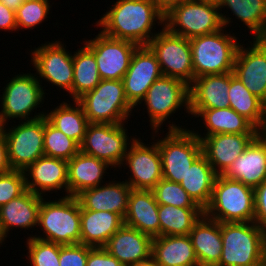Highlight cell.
Listing matches in <instances>:
<instances>
[{"label":"cell","mask_w":266,"mask_h":266,"mask_svg":"<svg viewBox=\"0 0 266 266\" xmlns=\"http://www.w3.org/2000/svg\"><path fill=\"white\" fill-rule=\"evenodd\" d=\"M217 174L202 153L188 169L184 179L179 183L191 199L203 210L209 204L213 184Z\"/></svg>","instance_id":"obj_33"},{"label":"cell","mask_w":266,"mask_h":266,"mask_svg":"<svg viewBox=\"0 0 266 266\" xmlns=\"http://www.w3.org/2000/svg\"><path fill=\"white\" fill-rule=\"evenodd\" d=\"M153 238L124 224L103 247L124 266H132L152 256Z\"/></svg>","instance_id":"obj_22"},{"label":"cell","mask_w":266,"mask_h":266,"mask_svg":"<svg viewBox=\"0 0 266 266\" xmlns=\"http://www.w3.org/2000/svg\"><path fill=\"white\" fill-rule=\"evenodd\" d=\"M0 29L2 30H17L15 11L9 9L0 2Z\"/></svg>","instance_id":"obj_46"},{"label":"cell","mask_w":266,"mask_h":266,"mask_svg":"<svg viewBox=\"0 0 266 266\" xmlns=\"http://www.w3.org/2000/svg\"><path fill=\"white\" fill-rule=\"evenodd\" d=\"M44 155L69 161L80 151V145L54 127L44 117Z\"/></svg>","instance_id":"obj_38"},{"label":"cell","mask_w":266,"mask_h":266,"mask_svg":"<svg viewBox=\"0 0 266 266\" xmlns=\"http://www.w3.org/2000/svg\"><path fill=\"white\" fill-rule=\"evenodd\" d=\"M0 2L13 11H16L23 3L21 0H0Z\"/></svg>","instance_id":"obj_49"},{"label":"cell","mask_w":266,"mask_h":266,"mask_svg":"<svg viewBox=\"0 0 266 266\" xmlns=\"http://www.w3.org/2000/svg\"><path fill=\"white\" fill-rule=\"evenodd\" d=\"M193 1H200V2H209L213 4H218L219 0H193Z\"/></svg>","instance_id":"obj_52"},{"label":"cell","mask_w":266,"mask_h":266,"mask_svg":"<svg viewBox=\"0 0 266 266\" xmlns=\"http://www.w3.org/2000/svg\"><path fill=\"white\" fill-rule=\"evenodd\" d=\"M26 247L31 266H59V244L30 236Z\"/></svg>","instance_id":"obj_40"},{"label":"cell","mask_w":266,"mask_h":266,"mask_svg":"<svg viewBox=\"0 0 266 266\" xmlns=\"http://www.w3.org/2000/svg\"><path fill=\"white\" fill-rule=\"evenodd\" d=\"M92 248L84 244H59V266H86L88 253Z\"/></svg>","instance_id":"obj_43"},{"label":"cell","mask_w":266,"mask_h":266,"mask_svg":"<svg viewBox=\"0 0 266 266\" xmlns=\"http://www.w3.org/2000/svg\"><path fill=\"white\" fill-rule=\"evenodd\" d=\"M22 2H29V1H41V0H21Z\"/></svg>","instance_id":"obj_53"},{"label":"cell","mask_w":266,"mask_h":266,"mask_svg":"<svg viewBox=\"0 0 266 266\" xmlns=\"http://www.w3.org/2000/svg\"><path fill=\"white\" fill-rule=\"evenodd\" d=\"M124 225V218L114 212L85 210L81 207L80 244L104 247L108 239Z\"/></svg>","instance_id":"obj_29"},{"label":"cell","mask_w":266,"mask_h":266,"mask_svg":"<svg viewBox=\"0 0 266 266\" xmlns=\"http://www.w3.org/2000/svg\"><path fill=\"white\" fill-rule=\"evenodd\" d=\"M155 7L165 16L172 8L185 0H150Z\"/></svg>","instance_id":"obj_48"},{"label":"cell","mask_w":266,"mask_h":266,"mask_svg":"<svg viewBox=\"0 0 266 266\" xmlns=\"http://www.w3.org/2000/svg\"><path fill=\"white\" fill-rule=\"evenodd\" d=\"M157 20L162 25L164 15L150 0H117L96 23L109 37L147 46L157 34L151 32Z\"/></svg>","instance_id":"obj_1"},{"label":"cell","mask_w":266,"mask_h":266,"mask_svg":"<svg viewBox=\"0 0 266 266\" xmlns=\"http://www.w3.org/2000/svg\"><path fill=\"white\" fill-rule=\"evenodd\" d=\"M109 164L79 151L68 161V196L76 197L80 192L103 183Z\"/></svg>","instance_id":"obj_28"},{"label":"cell","mask_w":266,"mask_h":266,"mask_svg":"<svg viewBox=\"0 0 266 266\" xmlns=\"http://www.w3.org/2000/svg\"><path fill=\"white\" fill-rule=\"evenodd\" d=\"M155 54L163 76L191 85L194 81L192 53L189 39L162 28L147 44Z\"/></svg>","instance_id":"obj_9"},{"label":"cell","mask_w":266,"mask_h":266,"mask_svg":"<svg viewBox=\"0 0 266 266\" xmlns=\"http://www.w3.org/2000/svg\"><path fill=\"white\" fill-rule=\"evenodd\" d=\"M161 76L162 72L155 54L148 46H139L122 79L129 103L133 107L140 105L148 89Z\"/></svg>","instance_id":"obj_17"},{"label":"cell","mask_w":266,"mask_h":266,"mask_svg":"<svg viewBox=\"0 0 266 266\" xmlns=\"http://www.w3.org/2000/svg\"><path fill=\"white\" fill-rule=\"evenodd\" d=\"M131 140L124 159L130 169L131 178L125 182L132 189L152 190L163 178L158 144L153 142L149 147L135 137Z\"/></svg>","instance_id":"obj_15"},{"label":"cell","mask_w":266,"mask_h":266,"mask_svg":"<svg viewBox=\"0 0 266 266\" xmlns=\"http://www.w3.org/2000/svg\"><path fill=\"white\" fill-rule=\"evenodd\" d=\"M4 127L5 125L1 126L0 130L7 142L12 170L24 171L38 158L44 156V117L22 121L8 131Z\"/></svg>","instance_id":"obj_13"},{"label":"cell","mask_w":266,"mask_h":266,"mask_svg":"<svg viewBox=\"0 0 266 266\" xmlns=\"http://www.w3.org/2000/svg\"><path fill=\"white\" fill-rule=\"evenodd\" d=\"M151 191L159 205H172L181 208H201L191 199L179 183L162 178Z\"/></svg>","instance_id":"obj_39"},{"label":"cell","mask_w":266,"mask_h":266,"mask_svg":"<svg viewBox=\"0 0 266 266\" xmlns=\"http://www.w3.org/2000/svg\"><path fill=\"white\" fill-rule=\"evenodd\" d=\"M159 204L151 190L132 189L128 199L124 224L149 235L160 236Z\"/></svg>","instance_id":"obj_25"},{"label":"cell","mask_w":266,"mask_h":266,"mask_svg":"<svg viewBox=\"0 0 266 266\" xmlns=\"http://www.w3.org/2000/svg\"><path fill=\"white\" fill-rule=\"evenodd\" d=\"M166 137L158 140L163 179L180 183L192 163L203 153L201 140L194 131L169 124Z\"/></svg>","instance_id":"obj_7"},{"label":"cell","mask_w":266,"mask_h":266,"mask_svg":"<svg viewBox=\"0 0 266 266\" xmlns=\"http://www.w3.org/2000/svg\"><path fill=\"white\" fill-rule=\"evenodd\" d=\"M229 107L248 119L260 132L266 130V104L229 72Z\"/></svg>","instance_id":"obj_32"},{"label":"cell","mask_w":266,"mask_h":266,"mask_svg":"<svg viewBox=\"0 0 266 266\" xmlns=\"http://www.w3.org/2000/svg\"><path fill=\"white\" fill-rule=\"evenodd\" d=\"M152 257L159 266L199 265L189 235L154 237Z\"/></svg>","instance_id":"obj_30"},{"label":"cell","mask_w":266,"mask_h":266,"mask_svg":"<svg viewBox=\"0 0 266 266\" xmlns=\"http://www.w3.org/2000/svg\"><path fill=\"white\" fill-rule=\"evenodd\" d=\"M191 115L202 117L207 130L205 136L213 134H260L261 132L244 116L231 107L224 109H189Z\"/></svg>","instance_id":"obj_31"},{"label":"cell","mask_w":266,"mask_h":266,"mask_svg":"<svg viewBox=\"0 0 266 266\" xmlns=\"http://www.w3.org/2000/svg\"><path fill=\"white\" fill-rule=\"evenodd\" d=\"M41 200V196L26 189L18 197L0 206V241L2 243L12 227L28 230L38 225Z\"/></svg>","instance_id":"obj_23"},{"label":"cell","mask_w":266,"mask_h":266,"mask_svg":"<svg viewBox=\"0 0 266 266\" xmlns=\"http://www.w3.org/2000/svg\"><path fill=\"white\" fill-rule=\"evenodd\" d=\"M80 192L76 198L85 210L107 211L126 215L132 188L124 181L106 183Z\"/></svg>","instance_id":"obj_24"},{"label":"cell","mask_w":266,"mask_h":266,"mask_svg":"<svg viewBox=\"0 0 266 266\" xmlns=\"http://www.w3.org/2000/svg\"><path fill=\"white\" fill-rule=\"evenodd\" d=\"M224 28L189 39L194 78L233 72L240 42L234 34H224Z\"/></svg>","instance_id":"obj_6"},{"label":"cell","mask_w":266,"mask_h":266,"mask_svg":"<svg viewBox=\"0 0 266 266\" xmlns=\"http://www.w3.org/2000/svg\"><path fill=\"white\" fill-rule=\"evenodd\" d=\"M132 266H159L155 259L151 256L149 259L140 261L136 264H133Z\"/></svg>","instance_id":"obj_50"},{"label":"cell","mask_w":266,"mask_h":266,"mask_svg":"<svg viewBox=\"0 0 266 266\" xmlns=\"http://www.w3.org/2000/svg\"><path fill=\"white\" fill-rule=\"evenodd\" d=\"M199 265L216 266L222 256L221 223L202 215L189 233Z\"/></svg>","instance_id":"obj_27"},{"label":"cell","mask_w":266,"mask_h":266,"mask_svg":"<svg viewBox=\"0 0 266 266\" xmlns=\"http://www.w3.org/2000/svg\"><path fill=\"white\" fill-rule=\"evenodd\" d=\"M23 173L26 189L32 193L43 197L45 192L65 188L68 196V161L44 155L28 166ZM29 175L32 181L27 178Z\"/></svg>","instance_id":"obj_21"},{"label":"cell","mask_w":266,"mask_h":266,"mask_svg":"<svg viewBox=\"0 0 266 266\" xmlns=\"http://www.w3.org/2000/svg\"><path fill=\"white\" fill-rule=\"evenodd\" d=\"M68 53L60 41H53L35 48L31 61L39 75L37 77L45 78L72 96L73 56Z\"/></svg>","instance_id":"obj_16"},{"label":"cell","mask_w":266,"mask_h":266,"mask_svg":"<svg viewBox=\"0 0 266 266\" xmlns=\"http://www.w3.org/2000/svg\"><path fill=\"white\" fill-rule=\"evenodd\" d=\"M202 151L217 175H222L259 134H213L201 136Z\"/></svg>","instance_id":"obj_19"},{"label":"cell","mask_w":266,"mask_h":266,"mask_svg":"<svg viewBox=\"0 0 266 266\" xmlns=\"http://www.w3.org/2000/svg\"><path fill=\"white\" fill-rule=\"evenodd\" d=\"M255 189L266 180V135L261 132L222 174Z\"/></svg>","instance_id":"obj_20"},{"label":"cell","mask_w":266,"mask_h":266,"mask_svg":"<svg viewBox=\"0 0 266 266\" xmlns=\"http://www.w3.org/2000/svg\"><path fill=\"white\" fill-rule=\"evenodd\" d=\"M229 73L194 78L189 86V109H224L229 107Z\"/></svg>","instance_id":"obj_26"},{"label":"cell","mask_w":266,"mask_h":266,"mask_svg":"<svg viewBox=\"0 0 266 266\" xmlns=\"http://www.w3.org/2000/svg\"><path fill=\"white\" fill-rule=\"evenodd\" d=\"M94 54L84 45L73 54V101L93 90L101 81Z\"/></svg>","instance_id":"obj_36"},{"label":"cell","mask_w":266,"mask_h":266,"mask_svg":"<svg viewBox=\"0 0 266 266\" xmlns=\"http://www.w3.org/2000/svg\"><path fill=\"white\" fill-rule=\"evenodd\" d=\"M126 130L124 123H89L80 151L120 167L130 145Z\"/></svg>","instance_id":"obj_11"},{"label":"cell","mask_w":266,"mask_h":266,"mask_svg":"<svg viewBox=\"0 0 266 266\" xmlns=\"http://www.w3.org/2000/svg\"><path fill=\"white\" fill-rule=\"evenodd\" d=\"M262 230H263L264 263L266 266V226L263 227Z\"/></svg>","instance_id":"obj_51"},{"label":"cell","mask_w":266,"mask_h":266,"mask_svg":"<svg viewBox=\"0 0 266 266\" xmlns=\"http://www.w3.org/2000/svg\"><path fill=\"white\" fill-rule=\"evenodd\" d=\"M218 6L230 8L249 28L253 39H266V0H219Z\"/></svg>","instance_id":"obj_35"},{"label":"cell","mask_w":266,"mask_h":266,"mask_svg":"<svg viewBox=\"0 0 266 266\" xmlns=\"http://www.w3.org/2000/svg\"><path fill=\"white\" fill-rule=\"evenodd\" d=\"M12 170L9 162L7 142L4 133L0 130V174L8 173Z\"/></svg>","instance_id":"obj_47"},{"label":"cell","mask_w":266,"mask_h":266,"mask_svg":"<svg viewBox=\"0 0 266 266\" xmlns=\"http://www.w3.org/2000/svg\"><path fill=\"white\" fill-rule=\"evenodd\" d=\"M76 101L82 106L89 123H125L134 109L125 96L122 80H101Z\"/></svg>","instance_id":"obj_8"},{"label":"cell","mask_w":266,"mask_h":266,"mask_svg":"<svg viewBox=\"0 0 266 266\" xmlns=\"http://www.w3.org/2000/svg\"><path fill=\"white\" fill-rule=\"evenodd\" d=\"M221 237L216 266H265L263 230L255 222L221 223Z\"/></svg>","instance_id":"obj_3"},{"label":"cell","mask_w":266,"mask_h":266,"mask_svg":"<svg viewBox=\"0 0 266 266\" xmlns=\"http://www.w3.org/2000/svg\"><path fill=\"white\" fill-rule=\"evenodd\" d=\"M95 56L102 80H122L131 63L132 56L139 45L115 39L101 31L84 44Z\"/></svg>","instance_id":"obj_14"},{"label":"cell","mask_w":266,"mask_h":266,"mask_svg":"<svg viewBox=\"0 0 266 266\" xmlns=\"http://www.w3.org/2000/svg\"><path fill=\"white\" fill-rule=\"evenodd\" d=\"M26 190L23 171L11 170L0 174V206L10 202Z\"/></svg>","instance_id":"obj_42"},{"label":"cell","mask_w":266,"mask_h":266,"mask_svg":"<svg viewBox=\"0 0 266 266\" xmlns=\"http://www.w3.org/2000/svg\"><path fill=\"white\" fill-rule=\"evenodd\" d=\"M86 266H124L103 247L92 248L88 253Z\"/></svg>","instance_id":"obj_45"},{"label":"cell","mask_w":266,"mask_h":266,"mask_svg":"<svg viewBox=\"0 0 266 266\" xmlns=\"http://www.w3.org/2000/svg\"><path fill=\"white\" fill-rule=\"evenodd\" d=\"M251 48L240 44L233 74L266 104V39H254Z\"/></svg>","instance_id":"obj_18"},{"label":"cell","mask_w":266,"mask_h":266,"mask_svg":"<svg viewBox=\"0 0 266 266\" xmlns=\"http://www.w3.org/2000/svg\"><path fill=\"white\" fill-rule=\"evenodd\" d=\"M142 101L147 105L152 130L157 133L163 122L179 107L185 106L186 112L190 113L189 85L162 75L151 85Z\"/></svg>","instance_id":"obj_12"},{"label":"cell","mask_w":266,"mask_h":266,"mask_svg":"<svg viewBox=\"0 0 266 266\" xmlns=\"http://www.w3.org/2000/svg\"><path fill=\"white\" fill-rule=\"evenodd\" d=\"M254 222L261 228L266 226V180L254 189Z\"/></svg>","instance_id":"obj_44"},{"label":"cell","mask_w":266,"mask_h":266,"mask_svg":"<svg viewBox=\"0 0 266 266\" xmlns=\"http://www.w3.org/2000/svg\"><path fill=\"white\" fill-rule=\"evenodd\" d=\"M75 106L63 102L54 110L46 113L47 120L67 137L75 140L79 145L84 139L89 121L82 106L75 100Z\"/></svg>","instance_id":"obj_34"},{"label":"cell","mask_w":266,"mask_h":266,"mask_svg":"<svg viewBox=\"0 0 266 266\" xmlns=\"http://www.w3.org/2000/svg\"><path fill=\"white\" fill-rule=\"evenodd\" d=\"M45 236L37 239L60 245L80 244L81 206L74 196H65L54 201L42 197L39 209L38 226Z\"/></svg>","instance_id":"obj_5"},{"label":"cell","mask_w":266,"mask_h":266,"mask_svg":"<svg viewBox=\"0 0 266 266\" xmlns=\"http://www.w3.org/2000/svg\"><path fill=\"white\" fill-rule=\"evenodd\" d=\"M204 215L220 223L254 222V189L217 175Z\"/></svg>","instance_id":"obj_2"},{"label":"cell","mask_w":266,"mask_h":266,"mask_svg":"<svg viewBox=\"0 0 266 266\" xmlns=\"http://www.w3.org/2000/svg\"><path fill=\"white\" fill-rule=\"evenodd\" d=\"M203 214L202 208L159 205L160 236L189 235L194 224Z\"/></svg>","instance_id":"obj_37"},{"label":"cell","mask_w":266,"mask_h":266,"mask_svg":"<svg viewBox=\"0 0 266 266\" xmlns=\"http://www.w3.org/2000/svg\"><path fill=\"white\" fill-rule=\"evenodd\" d=\"M49 0L23 2L15 11L17 29L35 28L36 25L42 23L49 14L51 6Z\"/></svg>","instance_id":"obj_41"},{"label":"cell","mask_w":266,"mask_h":266,"mask_svg":"<svg viewBox=\"0 0 266 266\" xmlns=\"http://www.w3.org/2000/svg\"><path fill=\"white\" fill-rule=\"evenodd\" d=\"M219 9L218 4L185 0L164 16L163 26L186 39L210 34L226 28L231 22Z\"/></svg>","instance_id":"obj_4"},{"label":"cell","mask_w":266,"mask_h":266,"mask_svg":"<svg viewBox=\"0 0 266 266\" xmlns=\"http://www.w3.org/2000/svg\"><path fill=\"white\" fill-rule=\"evenodd\" d=\"M1 98L0 127L5 125L9 118H21V121H31L45 117L46 113H38L28 117L32 111L44 100V90L33 74H18L4 87ZM31 112V113H30ZM31 118V119H30Z\"/></svg>","instance_id":"obj_10"}]
</instances>
